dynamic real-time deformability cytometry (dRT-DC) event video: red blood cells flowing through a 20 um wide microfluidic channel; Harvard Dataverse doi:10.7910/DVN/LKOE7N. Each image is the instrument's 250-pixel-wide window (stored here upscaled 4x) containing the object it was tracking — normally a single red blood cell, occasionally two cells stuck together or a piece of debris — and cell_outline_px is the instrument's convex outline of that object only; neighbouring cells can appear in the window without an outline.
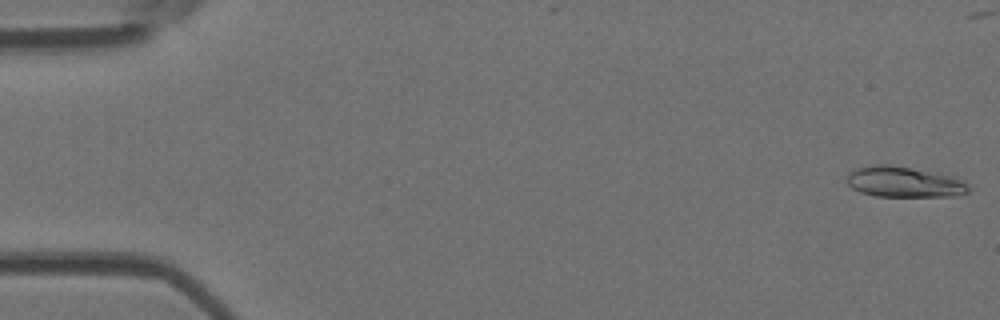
{"species": "Egyptian fruit bat (a non-hibernating species)", "species_latin": "Rousettus aegyptiacus", "temperature_condition": "room temperature", "stored_images_in_passage": 46, "camera_frame_rate_fps": 3000, "um_per_image_px": 0.085, "animal": {"sex": "female"}, "frame": {"image": 1, "passage_image": 1, "time_ms": 0.0, "image_size_px": [1000, 320], "cell_outline_px": [[968, 192], [956, 196], [872, 196], [860, 192], [852, 188], [848, 184], [848, 172], [856, 168], [872, 164], [888, 164], [940, 172], [956, 176], [964, 180], [968, 184]], "centroid_in_image_um": [76.88, 15.45], "position_along_channel_um": 8.1, "area_um2": 22.2}}
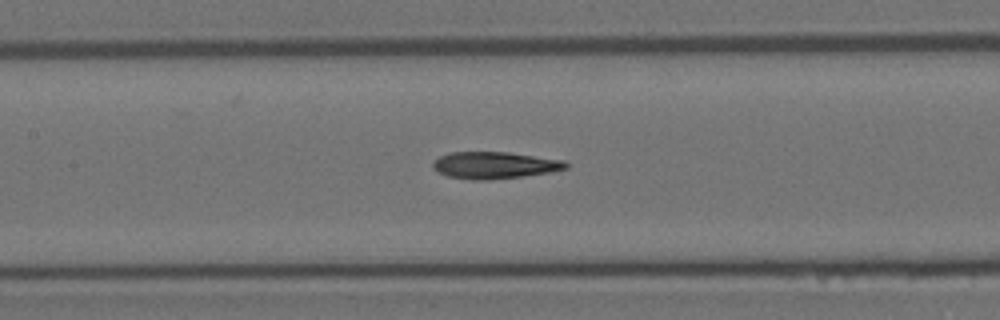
{"frame": {"image": 2, "passage_image": 24, "time_ms": 7.667, "image_size_px": [1000, 320], "cell_outline_px": [[568, 168], [552, 172], [488, 180], [472, 180], [448, 176], [436, 172], [432, 168], [432, 164], [440, 156], [452, 152], [508, 152], [564, 160], [568, 164]], "centroid_in_image_um": [42.03, 14.04], "position_along_channel_um": 165.4, "area_um2": 20.81}}
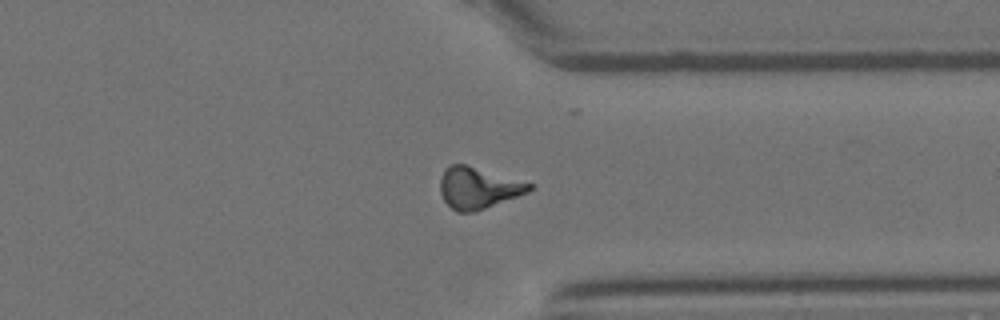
{"frame": {"image": 3, "passage_image": 40, "time_ms": 13.0, "image_size_px": [1000, 320], "cell_outline_px": [[532, 188], [528, 192], [476, 212], [456, 212], [444, 200], [440, 192], [440, 180], [444, 168], [448, 164], [468, 164], [532, 184]], "centroid_in_image_um": [40.6, 15.96], "position_along_channel_um": 370.8, "area_um2": 21.56}, "authors_computed_cell_mechanics": {"area_um2": 20.8947, "velocity_mm_per_s": 3.9012, "shape_relaxation_time_tau1_ms": 7.0017, "shape_relaxation_time_tau2_ms": 4.1464, "deformation_change_tau1": 0.2219, "deformation_change_tau2": 0.1409}}